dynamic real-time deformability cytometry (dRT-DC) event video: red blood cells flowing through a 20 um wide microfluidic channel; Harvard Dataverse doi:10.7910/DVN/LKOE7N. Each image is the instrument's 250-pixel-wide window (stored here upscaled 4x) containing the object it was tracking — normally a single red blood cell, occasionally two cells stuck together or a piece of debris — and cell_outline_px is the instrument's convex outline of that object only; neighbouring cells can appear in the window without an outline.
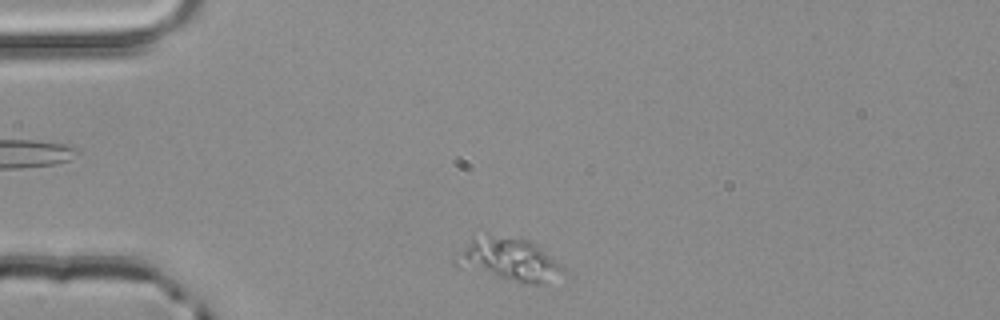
{"species": "common noctule bat (a hibernating species)", "species_latin": "Nyctalus noctula", "temperature_condition": "room temperature", "stored_images_in_passage": 4, "camera_frame_rate_fps": 3000, "um_per_image_px": 0.085, "animal": {"sex": "male", "body_mass_g": 20.4}, "frame": {"image": 1, "passage_image": 4, "time_ms": 1.0, "image_size_px": [1000, 320], "cell_outline_px": [[564, 268], [544, 284], [532, 284], [456, 268], [452, 260], [472, 232], [528, 240], [540, 248], [556, 260]], "centroid_in_image_um": [43.06, 22.01], "position_along_channel_um": 41.9, "area_um2": 26.88}}